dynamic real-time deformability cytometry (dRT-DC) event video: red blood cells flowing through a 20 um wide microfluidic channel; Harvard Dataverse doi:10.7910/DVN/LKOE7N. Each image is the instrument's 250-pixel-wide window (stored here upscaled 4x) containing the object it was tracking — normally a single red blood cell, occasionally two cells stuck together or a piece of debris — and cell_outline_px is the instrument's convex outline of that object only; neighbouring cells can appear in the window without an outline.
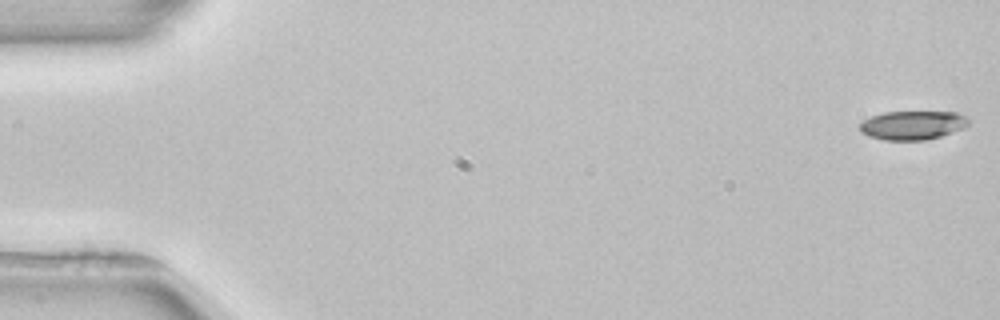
{"species": "common noctule bat (a hibernating species)", "species_latin": "Nyctalus noctula", "temperature_condition": "room temperature", "stored_images_in_passage": 9, "camera_frame_rate_fps": 3000, "um_per_image_px": 0.085, "animal": {"sex": "female", "body_mass_g": 22.7, "forearm_length_mm": 54.2}, "frame": {"image": 1, "passage_image": 1, "time_ms": 0.0, "image_size_px": [1000, 320], "cell_outline_px": [[968, 124], [964, 128], [940, 136], [924, 140], [884, 140], [868, 136], [860, 132], [860, 124], [864, 120], [872, 116], [884, 112], [956, 112], [964, 116], [968, 120]], "centroid_in_image_um": [77.54, 10.64], "position_along_channel_um": 7.5, "area_um2": 18.15}}